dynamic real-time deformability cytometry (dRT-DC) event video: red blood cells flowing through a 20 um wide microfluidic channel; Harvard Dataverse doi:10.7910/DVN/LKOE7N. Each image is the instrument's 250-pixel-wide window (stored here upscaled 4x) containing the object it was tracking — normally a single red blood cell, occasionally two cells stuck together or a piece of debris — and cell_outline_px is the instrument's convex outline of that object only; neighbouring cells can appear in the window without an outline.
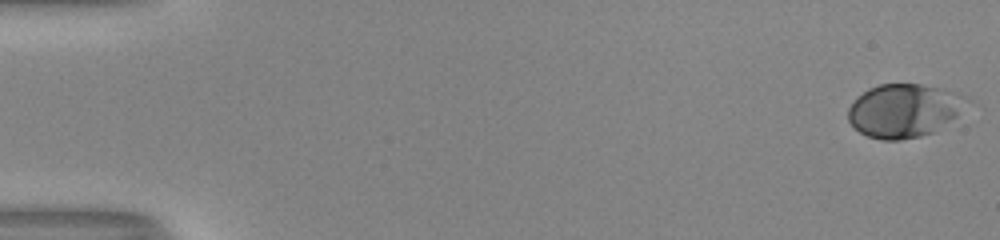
{"species": "human", "species_latin": "Homo sapiens", "temperature_condition": "room temperature", "stored_images_in_passage": 53, "camera_frame_rate_fps": 3000, "um_per_image_px": 0.085, "donor": {"sex": "male"}, "frame": {"image": 1, "passage_image": 1, "time_ms": 0.0, "image_size_px": [1000, 240], "cell_outline_px": [[976, 104], [936, 132], [920, 136], [900, 140], [884, 140], [868, 136], [860, 132], [848, 120], [848, 108], [856, 96], [868, 88], [880, 84], [920, 84], [956, 92], [968, 96]], "centroid_in_image_um": [76.96, 9.39], "position_along_channel_um": 8.0, "area_um2": 37.92}}
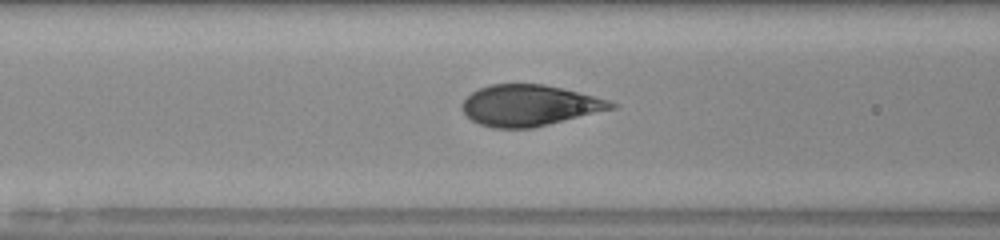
{"frame": {"image": 2, "passage_image": 23, "time_ms": 7.333, "image_size_px": [1000, 240], "cell_outline_px": [[620, 104], [616, 108], [532, 128], [492, 128], [480, 124], [472, 120], [460, 108], [460, 104], [472, 92], [480, 88], [492, 84], [544, 84], [608, 100]], "centroid_in_image_um": [44.98, 8.97], "position_along_channel_um": 121.6, "area_um2": 35.43}}
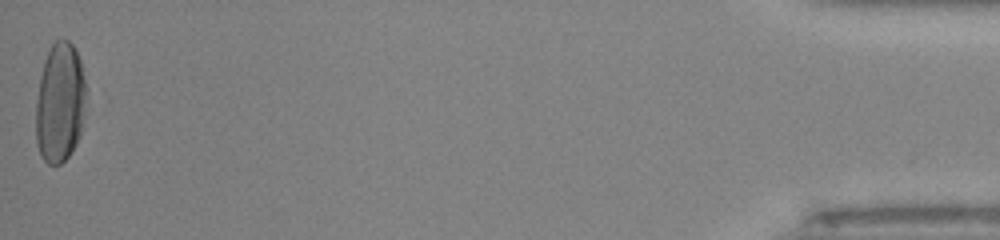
{"frame": {"image": 3, "passage_image": 53, "time_ms": 17.333, "image_size_px": [1000, 240], "cell_outline_px": [[88, 88], [80, 136], [72, 152], [60, 164], [48, 164], [40, 156], [36, 144], [36, 100], [40, 76], [44, 60], [48, 48], [56, 40], [68, 40], [72, 44], [80, 60]], "centroid_in_image_um": [5.1, 8.73], "position_along_channel_um": 430.1, "area_um2": 35.72}, "authors_computed_cell_mechanics": {"area_um2": 35.836, "velocity_mm_per_s": 4.0388, "shape_relaxation_time_tau1_ms": 5.3877, "shape_relaxation_time_tau2_ms": null, "deformation_change_tau1": 0.2449, "deformation_change_tau2": null}}